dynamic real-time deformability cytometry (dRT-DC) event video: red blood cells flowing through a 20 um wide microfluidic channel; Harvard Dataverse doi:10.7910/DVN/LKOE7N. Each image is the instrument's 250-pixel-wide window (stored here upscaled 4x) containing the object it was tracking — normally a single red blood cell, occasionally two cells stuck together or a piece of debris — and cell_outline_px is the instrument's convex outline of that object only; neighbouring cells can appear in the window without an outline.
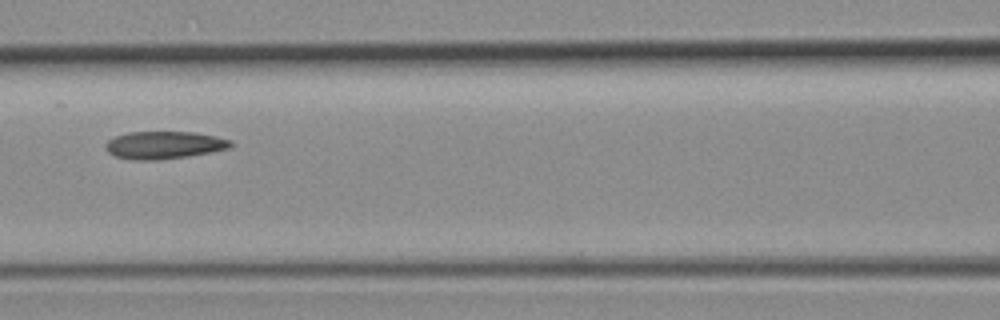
{"species": "common noctule bat (a hibernating species)", "species_latin": "Nyctalus noctula", "temperature_condition": "room temperature", "stored_images_in_passage": 5, "camera_frame_rate_fps": 3000, "um_per_image_px": 0.085, "animal": {"sex": "female", "body_mass_g": 19.3, "forearm_length_mm": 54.1}, "frame": {"image": 1, "passage_image": 4, "time_ms": 3.667, "image_size_px": [1000, 320], "cell_outline_px": [[232, 144], [228, 148], [188, 156], [156, 160], [136, 160], [116, 156], [108, 152], [104, 148], [104, 144], [108, 140], [116, 136], [128, 132], [192, 132], [216, 136], [232, 140]], "centroid_in_image_um": [13.91, 12.32], "position_along_channel_um": 152.7, "area_um2": 19.94}}
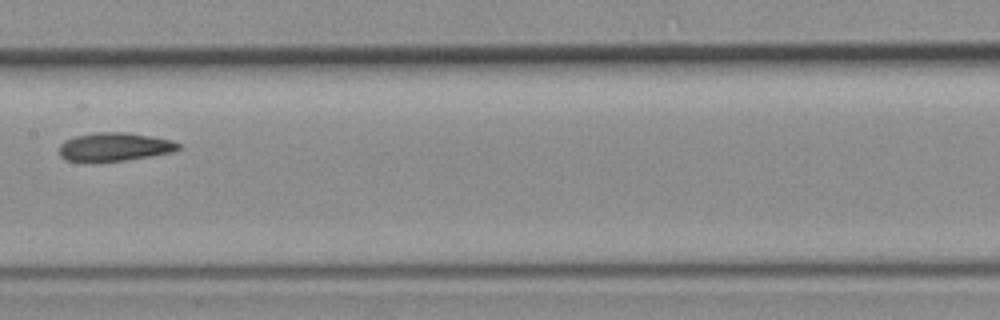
{"frame": {"image": 2, "passage_image": 5, "time_ms": 4.667, "image_size_px": [1000, 320], "cell_outline_px": [[180, 148], [172, 152], [124, 160], [64, 160], [60, 156], [60, 144], [64, 140], [76, 136], [96, 132], [124, 132], [172, 140], [180, 144]], "centroid_in_image_um": [9.72, 12.46], "position_along_channel_um": 197.7, "area_um2": 19.19}}